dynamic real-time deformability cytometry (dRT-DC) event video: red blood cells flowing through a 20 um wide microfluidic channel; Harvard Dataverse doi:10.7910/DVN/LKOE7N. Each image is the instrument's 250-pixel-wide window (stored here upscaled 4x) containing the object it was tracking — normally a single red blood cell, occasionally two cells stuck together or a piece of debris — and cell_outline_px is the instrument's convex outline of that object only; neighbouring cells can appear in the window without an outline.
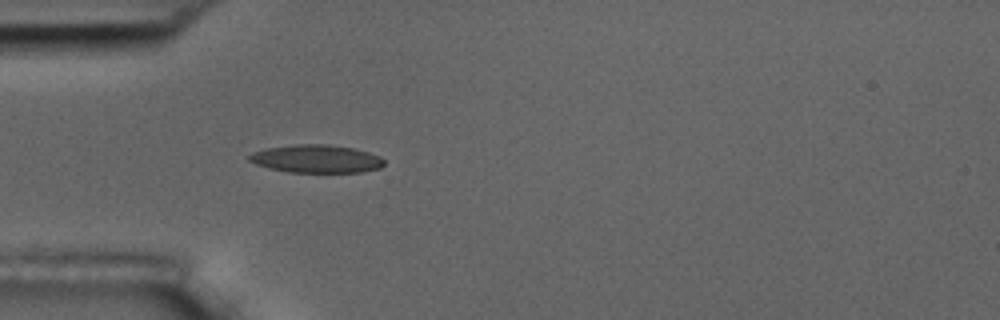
{"species": "common noctule bat (a hibernating species)", "species_latin": "Nyctalus noctula", "temperature_condition": "room temperature", "stored_images_in_passage": 1, "camera_frame_rate_fps": 3000, "um_per_image_px": 0.085, "animal": {"sex": "male", "body_mass_g": 17.5, "forearm_length_mm": 52.3}, "frame": {"image": 1, "passage_image": 1, "time_ms": 0.0, "image_size_px": [1000, 320], "cell_outline_px": [[384, 164], [380, 168], [360, 172], [288, 172], [268, 168], [256, 164], [248, 160], [248, 156], [252, 152], [268, 148], [296, 144], [328, 144], [352, 148], [368, 152], [380, 156], [384, 160]], "centroid_in_image_um": [26.88, 13.5], "position_along_channel_um": 58.1, "area_um2": 21.96}}